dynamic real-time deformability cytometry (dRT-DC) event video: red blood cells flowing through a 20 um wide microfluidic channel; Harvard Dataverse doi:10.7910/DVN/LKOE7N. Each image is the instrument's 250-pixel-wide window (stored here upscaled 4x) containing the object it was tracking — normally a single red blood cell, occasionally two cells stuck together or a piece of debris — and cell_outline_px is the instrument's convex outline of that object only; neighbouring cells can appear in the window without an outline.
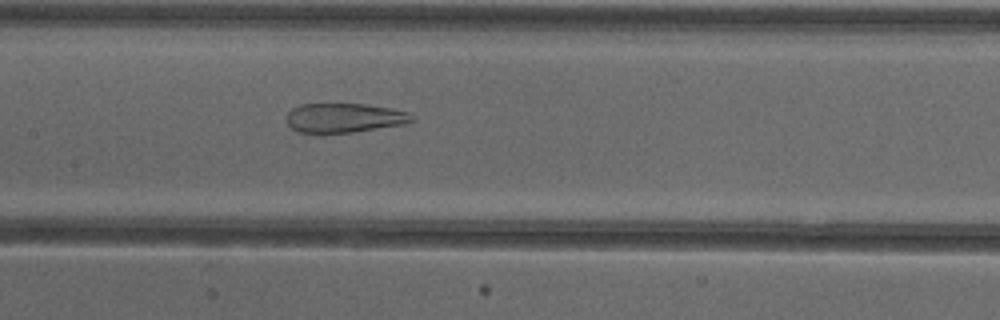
{"species": "common noctule bat (a hibernating species)", "species_latin": "Nyctalus noctula", "temperature_condition": "cold", "stored_images_in_passage": 40, "camera_frame_rate_fps": 3000, "um_per_image_px": 0.085, "animal": {"sex": "female"}, "frame": {"image": 1, "passage_image": 13, "time_ms": 4.0, "image_size_px": [1000, 320], "cell_outline_px": [[416, 120], [408, 124], [352, 132], [320, 136], [296, 132], [288, 124], [284, 116], [292, 108], [300, 104], [368, 104], [392, 108], [412, 112], [416, 116]], "centroid_in_image_um": [29.27, 10.05], "position_along_channel_um": 178.1, "area_um2": 22.66}}
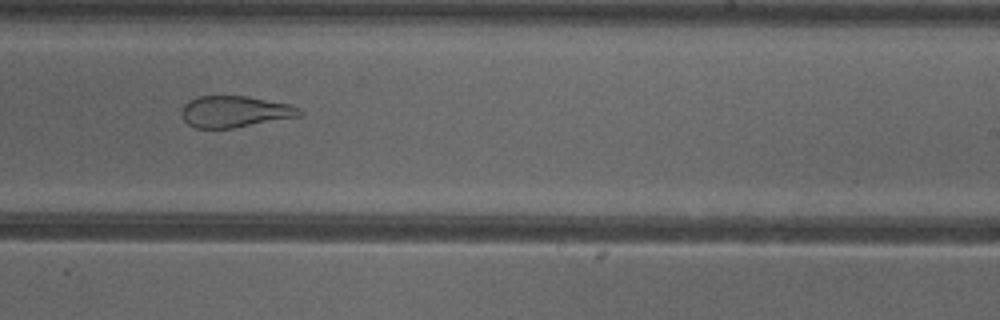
{"frame": {"image": 2, "passage_image": 20, "time_ms": 6.333, "image_size_px": [1000, 320], "cell_outline_px": [[304, 112], [300, 116], [232, 128], [196, 128], [188, 124], [184, 120], [180, 112], [184, 104], [188, 100], [200, 96], [248, 96], [292, 104], [300, 108]], "centroid_in_image_um": [19.97, 9.48], "position_along_channel_um": 269.0, "area_um2": 21.73}}
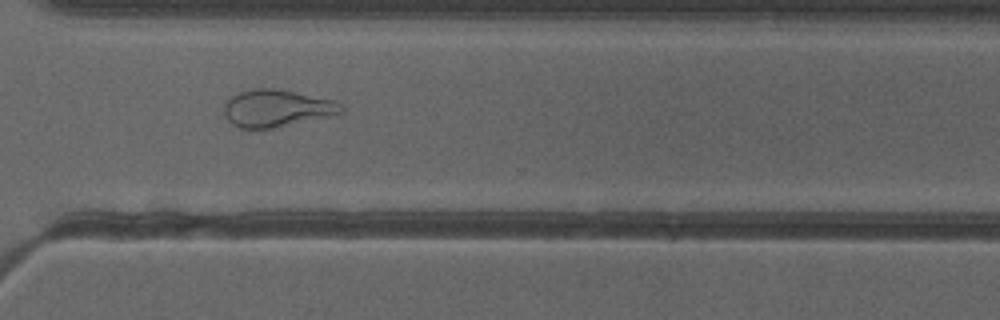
{"frame": {"image": 3, "passage_image": 26, "time_ms": 8.333, "image_size_px": [1000, 320], "cell_outline_px": [[344, 112], [272, 128], [240, 128], [232, 124], [224, 116], [224, 104], [232, 96], [240, 92], [252, 88], [272, 88], [336, 100], [344, 108]], "centroid_in_image_um": [23.49, 9.19], "position_along_channel_um": 347.1, "area_um2": 25.03}, "authors_computed_cell_mechanics": {"area_um2": 25.7788, "velocity_mm_per_s": 3.9193, "shape_relaxation_time_tau1_ms": null, "shape_relaxation_time_tau2_ms": 1.4718, "deformation_change_tau1": null, "deformation_change_tau2": 0.1087}}